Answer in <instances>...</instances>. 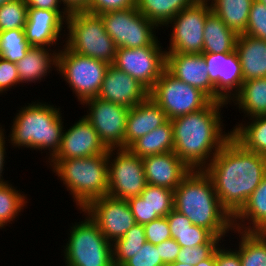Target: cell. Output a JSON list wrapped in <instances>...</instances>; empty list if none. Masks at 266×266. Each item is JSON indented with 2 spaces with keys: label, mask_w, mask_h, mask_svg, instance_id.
Listing matches in <instances>:
<instances>
[{
  "label": "cell",
  "mask_w": 266,
  "mask_h": 266,
  "mask_svg": "<svg viewBox=\"0 0 266 266\" xmlns=\"http://www.w3.org/2000/svg\"><path fill=\"white\" fill-rule=\"evenodd\" d=\"M174 209L193 225L222 238L233 231V217L221 205L211 178L204 170H192L174 190Z\"/></svg>",
  "instance_id": "3"
},
{
  "label": "cell",
  "mask_w": 266,
  "mask_h": 266,
  "mask_svg": "<svg viewBox=\"0 0 266 266\" xmlns=\"http://www.w3.org/2000/svg\"><path fill=\"white\" fill-rule=\"evenodd\" d=\"M221 205L233 217L266 176V157L245 149L233 137L203 169Z\"/></svg>",
  "instance_id": "1"
},
{
  "label": "cell",
  "mask_w": 266,
  "mask_h": 266,
  "mask_svg": "<svg viewBox=\"0 0 266 266\" xmlns=\"http://www.w3.org/2000/svg\"><path fill=\"white\" fill-rule=\"evenodd\" d=\"M31 46L26 40L24 29L0 32V57L13 63L25 57Z\"/></svg>",
  "instance_id": "35"
},
{
  "label": "cell",
  "mask_w": 266,
  "mask_h": 266,
  "mask_svg": "<svg viewBox=\"0 0 266 266\" xmlns=\"http://www.w3.org/2000/svg\"><path fill=\"white\" fill-rule=\"evenodd\" d=\"M142 160L147 184L173 191L192 171L174 152L151 155Z\"/></svg>",
  "instance_id": "21"
},
{
  "label": "cell",
  "mask_w": 266,
  "mask_h": 266,
  "mask_svg": "<svg viewBox=\"0 0 266 266\" xmlns=\"http://www.w3.org/2000/svg\"><path fill=\"white\" fill-rule=\"evenodd\" d=\"M128 149L141 158L173 152L174 141L171 120L168 119L161 126L138 138L128 147Z\"/></svg>",
  "instance_id": "28"
},
{
  "label": "cell",
  "mask_w": 266,
  "mask_h": 266,
  "mask_svg": "<svg viewBox=\"0 0 266 266\" xmlns=\"http://www.w3.org/2000/svg\"><path fill=\"white\" fill-rule=\"evenodd\" d=\"M87 106L85 117L98 133L100 140L110 148H125V128L129 108L98 97L81 103Z\"/></svg>",
  "instance_id": "14"
},
{
  "label": "cell",
  "mask_w": 266,
  "mask_h": 266,
  "mask_svg": "<svg viewBox=\"0 0 266 266\" xmlns=\"http://www.w3.org/2000/svg\"><path fill=\"white\" fill-rule=\"evenodd\" d=\"M165 266H192V265H189V264H183V263H180V262H173V263H168V264H165Z\"/></svg>",
  "instance_id": "53"
},
{
  "label": "cell",
  "mask_w": 266,
  "mask_h": 266,
  "mask_svg": "<svg viewBox=\"0 0 266 266\" xmlns=\"http://www.w3.org/2000/svg\"><path fill=\"white\" fill-rule=\"evenodd\" d=\"M57 50L59 48L51 50L47 47L31 46L25 57L16 63L20 83H36L39 80L41 82L43 77L45 79V76L50 74L52 68L57 69Z\"/></svg>",
  "instance_id": "25"
},
{
  "label": "cell",
  "mask_w": 266,
  "mask_h": 266,
  "mask_svg": "<svg viewBox=\"0 0 266 266\" xmlns=\"http://www.w3.org/2000/svg\"><path fill=\"white\" fill-rule=\"evenodd\" d=\"M211 1V2H210ZM254 0H209L211 11L237 35L245 34Z\"/></svg>",
  "instance_id": "29"
},
{
  "label": "cell",
  "mask_w": 266,
  "mask_h": 266,
  "mask_svg": "<svg viewBox=\"0 0 266 266\" xmlns=\"http://www.w3.org/2000/svg\"><path fill=\"white\" fill-rule=\"evenodd\" d=\"M196 2L197 0H136V7L147 19L162 27L184 8Z\"/></svg>",
  "instance_id": "31"
},
{
  "label": "cell",
  "mask_w": 266,
  "mask_h": 266,
  "mask_svg": "<svg viewBox=\"0 0 266 266\" xmlns=\"http://www.w3.org/2000/svg\"><path fill=\"white\" fill-rule=\"evenodd\" d=\"M165 69L175 78L201 90L211 101H215V87L210 82L202 53L166 52Z\"/></svg>",
  "instance_id": "20"
},
{
  "label": "cell",
  "mask_w": 266,
  "mask_h": 266,
  "mask_svg": "<svg viewBox=\"0 0 266 266\" xmlns=\"http://www.w3.org/2000/svg\"><path fill=\"white\" fill-rule=\"evenodd\" d=\"M107 151L91 123L81 117L69 129L63 130L59 151L52 159L86 158Z\"/></svg>",
  "instance_id": "18"
},
{
  "label": "cell",
  "mask_w": 266,
  "mask_h": 266,
  "mask_svg": "<svg viewBox=\"0 0 266 266\" xmlns=\"http://www.w3.org/2000/svg\"><path fill=\"white\" fill-rule=\"evenodd\" d=\"M140 196L150 207V217H166L174 209V191L147 184Z\"/></svg>",
  "instance_id": "36"
},
{
  "label": "cell",
  "mask_w": 266,
  "mask_h": 266,
  "mask_svg": "<svg viewBox=\"0 0 266 266\" xmlns=\"http://www.w3.org/2000/svg\"><path fill=\"white\" fill-rule=\"evenodd\" d=\"M245 34L266 41V5L254 0Z\"/></svg>",
  "instance_id": "39"
},
{
  "label": "cell",
  "mask_w": 266,
  "mask_h": 266,
  "mask_svg": "<svg viewBox=\"0 0 266 266\" xmlns=\"http://www.w3.org/2000/svg\"><path fill=\"white\" fill-rule=\"evenodd\" d=\"M244 81L266 77V41L246 34L238 35L236 49Z\"/></svg>",
  "instance_id": "24"
},
{
  "label": "cell",
  "mask_w": 266,
  "mask_h": 266,
  "mask_svg": "<svg viewBox=\"0 0 266 266\" xmlns=\"http://www.w3.org/2000/svg\"><path fill=\"white\" fill-rule=\"evenodd\" d=\"M210 82L215 87V101L229 103L244 82L236 50L226 53H202Z\"/></svg>",
  "instance_id": "16"
},
{
  "label": "cell",
  "mask_w": 266,
  "mask_h": 266,
  "mask_svg": "<svg viewBox=\"0 0 266 266\" xmlns=\"http://www.w3.org/2000/svg\"><path fill=\"white\" fill-rule=\"evenodd\" d=\"M20 83V78L16 63L10 62L0 57V94L16 87Z\"/></svg>",
  "instance_id": "44"
},
{
  "label": "cell",
  "mask_w": 266,
  "mask_h": 266,
  "mask_svg": "<svg viewBox=\"0 0 266 266\" xmlns=\"http://www.w3.org/2000/svg\"><path fill=\"white\" fill-rule=\"evenodd\" d=\"M10 1H12V0H0V6L7 3V2H10Z\"/></svg>",
  "instance_id": "54"
},
{
  "label": "cell",
  "mask_w": 266,
  "mask_h": 266,
  "mask_svg": "<svg viewBox=\"0 0 266 266\" xmlns=\"http://www.w3.org/2000/svg\"><path fill=\"white\" fill-rule=\"evenodd\" d=\"M165 112L150 97L129 108L125 128V148L138 138L153 131L167 121Z\"/></svg>",
  "instance_id": "22"
},
{
  "label": "cell",
  "mask_w": 266,
  "mask_h": 266,
  "mask_svg": "<svg viewBox=\"0 0 266 266\" xmlns=\"http://www.w3.org/2000/svg\"><path fill=\"white\" fill-rule=\"evenodd\" d=\"M238 35L230 30L212 11L204 24L203 53H226L236 49Z\"/></svg>",
  "instance_id": "27"
},
{
  "label": "cell",
  "mask_w": 266,
  "mask_h": 266,
  "mask_svg": "<svg viewBox=\"0 0 266 266\" xmlns=\"http://www.w3.org/2000/svg\"><path fill=\"white\" fill-rule=\"evenodd\" d=\"M232 102L239 111L241 109L245 118L266 115V77L244 81L229 104Z\"/></svg>",
  "instance_id": "26"
},
{
  "label": "cell",
  "mask_w": 266,
  "mask_h": 266,
  "mask_svg": "<svg viewBox=\"0 0 266 266\" xmlns=\"http://www.w3.org/2000/svg\"><path fill=\"white\" fill-rule=\"evenodd\" d=\"M221 244L215 250L216 266H242L239 252L236 249H225Z\"/></svg>",
  "instance_id": "46"
},
{
  "label": "cell",
  "mask_w": 266,
  "mask_h": 266,
  "mask_svg": "<svg viewBox=\"0 0 266 266\" xmlns=\"http://www.w3.org/2000/svg\"><path fill=\"white\" fill-rule=\"evenodd\" d=\"M63 6L66 7L70 12L74 10H83L89 0H61Z\"/></svg>",
  "instance_id": "51"
},
{
  "label": "cell",
  "mask_w": 266,
  "mask_h": 266,
  "mask_svg": "<svg viewBox=\"0 0 266 266\" xmlns=\"http://www.w3.org/2000/svg\"><path fill=\"white\" fill-rule=\"evenodd\" d=\"M83 210L110 243L122 238L136 224L127 200L106 195L92 200Z\"/></svg>",
  "instance_id": "15"
},
{
  "label": "cell",
  "mask_w": 266,
  "mask_h": 266,
  "mask_svg": "<svg viewBox=\"0 0 266 266\" xmlns=\"http://www.w3.org/2000/svg\"><path fill=\"white\" fill-rule=\"evenodd\" d=\"M172 238L181 247H193L206 244L214 235L204 227L192 225L184 232H170Z\"/></svg>",
  "instance_id": "41"
},
{
  "label": "cell",
  "mask_w": 266,
  "mask_h": 266,
  "mask_svg": "<svg viewBox=\"0 0 266 266\" xmlns=\"http://www.w3.org/2000/svg\"><path fill=\"white\" fill-rule=\"evenodd\" d=\"M257 1L262 3V4H264V5H266V0H257Z\"/></svg>",
  "instance_id": "56"
},
{
  "label": "cell",
  "mask_w": 266,
  "mask_h": 266,
  "mask_svg": "<svg viewBox=\"0 0 266 266\" xmlns=\"http://www.w3.org/2000/svg\"><path fill=\"white\" fill-rule=\"evenodd\" d=\"M162 48L160 41L155 46L117 48L112 65L150 91L166 68V49Z\"/></svg>",
  "instance_id": "13"
},
{
  "label": "cell",
  "mask_w": 266,
  "mask_h": 266,
  "mask_svg": "<svg viewBox=\"0 0 266 266\" xmlns=\"http://www.w3.org/2000/svg\"><path fill=\"white\" fill-rule=\"evenodd\" d=\"M210 12L209 1H197L174 16L164 26H172L173 29L170 35L171 38H169V47L167 46L168 51L166 50V52L203 53L204 24Z\"/></svg>",
  "instance_id": "12"
},
{
  "label": "cell",
  "mask_w": 266,
  "mask_h": 266,
  "mask_svg": "<svg viewBox=\"0 0 266 266\" xmlns=\"http://www.w3.org/2000/svg\"><path fill=\"white\" fill-rule=\"evenodd\" d=\"M73 197L78 210L108 195V151L86 158L47 160Z\"/></svg>",
  "instance_id": "5"
},
{
  "label": "cell",
  "mask_w": 266,
  "mask_h": 266,
  "mask_svg": "<svg viewBox=\"0 0 266 266\" xmlns=\"http://www.w3.org/2000/svg\"><path fill=\"white\" fill-rule=\"evenodd\" d=\"M27 104L17 110L7 143L13 148L49 150L47 159L50 161L59 151L65 129L61 108L38 101Z\"/></svg>",
  "instance_id": "4"
},
{
  "label": "cell",
  "mask_w": 266,
  "mask_h": 266,
  "mask_svg": "<svg viewBox=\"0 0 266 266\" xmlns=\"http://www.w3.org/2000/svg\"><path fill=\"white\" fill-rule=\"evenodd\" d=\"M108 67V63L71 51L65 44L58 50L56 70L80 104L97 97Z\"/></svg>",
  "instance_id": "8"
},
{
  "label": "cell",
  "mask_w": 266,
  "mask_h": 266,
  "mask_svg": "<svg viewBox=\"0 0 266 266\" xmlns=\"http://www.w3.org/2000/svg\"><path fill=\"white\" fill-rule=\"evenodd\" d=\"M248 119L252 121L233 127L232 137L245 149L266 157V115Z\"/></svg>",
  "instance_id": "30"
},
{
  "label": "cell",
  "mask_w": 266,
  "mask_h": 266,
  "mask_svg": "<svg viewBox=\"0 0 266 266\" xmlns=\"http://www.w3.org/2000/svg\"><path fill=\"white\" fill-rule=\"evenodd\" d=\"M5 129H4V133L0 136V185L4 184L7 182V180L5 181L2 174L4 173V164H5V158H6V141L5 139H7V135L5 134ZM5 134V135H4ZM6 136V137H5Z\"/></svg>",
  "instance_id": "50"
},
{
  "label": "cell",
  "mask_w": 266,
  "mask_h": 266,
  "mask_svg": "<svg viewBox=\"0 0 266 266\" xmlns=\"http://www.w3.org/2000/svg\"><path fill=\"white\" fill-rule=\"evenodd\" d=\"M22 193L20 189L17 190L14 185L9 184V181L0 185V229H4L7 223L12 224L29 203L27 195Z\"/></svg>",
  "instance_id": "33"
},
{
  "label": "cell",
  "mask_w": 266,
  "mask_h": 266,
  "mask_svg": "<svg viewBox=\"0 0 266 266\" xmlns=\"http://www.w3.org/2000/svg\"><path fill=\"white\" fill-rule=\"evenodd\" d=\"M146 185L141 157L128 148L108 149V196L127 200L140 196Z\"/></svg>",
  "instance_id": "11"
},
{
  "label": "cell",
  "mask_w": 266,
  "mask_h": 266,
  "mask_svg": "<svg viewBox=\"0 0 266 266\" xmlns=\"http://www.w3.org/2000/svg\"><path fill=\"white\" fill-rule=\"evenodd\" d=\"M219 242L222 243L221 239L213 236L206 244L193 247H181L176 262L195 266L200 261L207 259L220 245Z\"/></svg>",
  "instance_id": "38"
},
{
  "label": "cell",
  "mask_w": 266,
  "mask_h": 266,
  "mask_svg": "<svg viewBox=\"0 0 266 266\" xmlns=\"http://www.w3.org/2000/svg\"><path fill=\"white\" fill-rule=\"evenodd\" d=\"M227 104L210 101L201 110L171 120L173 152L191 170H203L232 137V129L228 133L222 129L221 108Z\"/></svg>",
  "instance_id": "2"
},
{
  "label": "cell",
  "mask_w": 266,
  "mask_h": 266,
  "mask_svg": "<svg viewBox=\"0 0 266 266\" xmlns=\"http://www.w3.org/2000/svg\"><path fill=\"white\" fill-rule=\"evenodd\" d=\"M159 255V245L145 242L122 266H165Z\"/></svg>",
  "instance_id": "40"
},
{
  "label": "cell",
  "mask_w": 266,
  "mask_h": 266,
  "mask_svg": "<svg viewBox=\"0 0 266 266\" xmlns=\"http://www.w3.org/2000/svg\"><path fill=\"white\" fill-rule=\"evenodd\" d=\"M195 266H216L215 251L207 259H204V260L200 261Z\"/></svg>",
  "instance_id": "52"
},
{
  "label": "cell",
  "mask_w": 266,
  "mask_h": 266,
  "mask_svg": "<svg viewBox=\"0 0 266 266\" xmlns=\"http://www.w3.org/2000/svg\"><path fill=\"white\" fill-rule=\"evenodd\" d=\"M170 232H184L193 224L184 214L173 209L167 216Z\"/></svg>",
  "instance_id": "48"
},
{
  "label": "cell",
  "mask_w": 266,
  "mask_h": 266,
  "mask_svg": "<svg viewBox=\"0 0 266 266\" xmlns=\"http://www.w3.org/2000/svg\"><path fill=\"white\" fill-rule=\"evenodd\" d=\"M136 7V0H89L84 11L92 14H103L110 11Z\"/></svg>",
  "instance_id": "43"
},
{
  "label": "cell",
  "mask_w": 266,
  "mask_h": 266,
  "mask_svg": "<svg viewBox=\"0 0 266 266\" xmlns=\"http://www.w3.org/2000/svg\"><path fill=\"white\" fill-rule=\"evenodd\" d=\"M143 227L146 242L152 243L153 245H158L162 241L172 238L166 217H159L143 225Z\"/></svg>",
  "instance_id": "42"
},
{
  "label": "cell",
  "mask_w": 266,
  "mask_h": 266,
  "mask_svg": "<svg viewBox=\"0 0 266 266\" xmlns=\"http://www.w3.org/2000/svg\"><path fill=\"white\" fill-rule=\"evenodd\" d=\"M136 224L145 225L159 217H150V207L141 196L127 199Z\"/></svg>",
  "instance_id": "45"
},
{
  "label": "cell",
  "mask_w": 266,
  "mask_h": 266,
  "mask_svg": "<svg viewBox=\"0 0 266 266\" xmlns=\"http://www.w3.org/2000/svg\"><path fill=\"white\" fill-rule=\"evenodd\" d=\"M85 220L72 223L64 246L65 266H114L112 243L101 233L97 223L83 209Z\"/></svg>",
  "instance_id": "7"
},
{
  "label": "cell",
  "mask_w": 266,
  "mask_h": 266,
  "mask_svg": "<svg viewBox=\"0 0 266 266\" xmlns=\"http://www.w3.org/2000/svg\"><path fill=\"white\" fill-rule=\"evenodd\" d=\"M65 45L78 54L89 56L109 65L115 61L117 47L108 35L99 15L74 10L66 20ZM66 40V41H65Z\"/></svg>",
  "instance_id": "6"
},
{
  "label": "cell",
  "mask_w": 266,
  "mask_h": 266,
  "mask_svg": "<svg viewBox=\"0 0 266 266\" xmlns=\"http://www.w3.org/2000/svg\"><path fill=\"white\" fill-rule=\"evenodd\" d=\"M159 245V253L164 264L173 263L177 260V255L180 252L181 246L174 238L162 241Z\"/></svg>",
  "instance_id": "47"
},
{
  "label": "cell",
  "mask_w": 266,
  "mask_h": 266,
  "mask_svg": "<svg viewBox=\"0 0 266 266\" xmlns=\"http://www.w3.org/2000/svg\"><path fill=\"white\" fill-rule=\"evenodd\" d=\"M1 126V125H0ZM4 133V128L0 127V136Z\"/></svg>",
  "instance_id": "55"
},
{
  "label": "cell",
  "mask_w": 266,
  "mask_h": 266,
  "mask_svg": "<svg viewBox=\"0 0 266 266\" xmlns=\"http://www.w3.org/2000/svg\"><path fill=\"white\" fill-rule=\"evenodd\" d=\"M149 97L169 120L201 110L211 101L201 90L175 78L166 69L149 91Z\"/></svg>",
  "instance_id": "10"
},
{
  "label": "cell",
  "mask_w": 266,
  "mask_h": 266,
  "mask_svg": "<svg viewBox=\"0 0 266 266\" xmlns=\"http://www.w3.org/2000/svg\"><path fill=\"white\" fill-rule=\"evenodd\" d=\"M28 8L48 9L53 11H69L66 7L61 8V0H25ZM62 10H61V9Z\"/></svg>",
  "instance_id": "49"
},
{
  "label": "cell",
  "mask_w": 266,
  "mask_h": 266,
  "mask_svg": "<svg viewBox=\"0 0 266 266\" xmlns=\"http://www.w3.org/2000/svg\"><path fill=\"white\" fill-rule=\"evenodd\" d=\"M233 228L246 232H266V176L233 216Z\"/></svg>",
  "instance_id": "23"
},
{
  "label": "cell",
  "mask_w": 266,
  "mask_h": 266,
  "mask_svg": "<svg viewBox=\"0 0 266 266\" xmlns=\"http://www.w3.org/2000/svg\"><path fill=\"white\" fill-rule=\"evenodd\" d=\"M28 6L25 0H12L0 6V32L24 29Z\"/></svg>",
  "instance_id": "37"
},
{
  "label": "cell",
  "mask_w": 266,
  "mask_h": 266,
  "mask_svg": "<svg viewBox=\"0 0 266 266\" xmlns=\"http://www.w3.org/2000/svg\"><path fill=\"white\" fill-rule=\"evenodd\" d=\"M99 16L117 48L155 46L160 41L155 33L158 26L140 13L137 7L110 11Z\"/></svg>",
  "instance_id": "9"
},
{
  "label": "cell",
  "mask_w": 266,
  "mask_h": 266,
  "mask_svg": "<svg viewBox=\"0 0 266 266\" xmlns=\"http://www.w3.org/2000/svg\"><path fill=\"white\" fill-rule=\"evenodd\" d=\"M239 234L238 248L242 266H266V232H246L233 229Z\"/></svg>",
  "instance_id": "32"
},
{
  "label": "cell",
  "mask_w": 266,
  "mask_h": 266,
  "mask_svg": "<svg viewBox=\"0 0 266 266\" xmlns=\"http://www.w3.org/2000/svg\"><path fill=\"white\" fill-rule=\"evenodd\" d=\"M146 242L144 227L141 224L132 226L122 238L112 243L114 266H122L141 249Z\"/></svg>",
  "instance_id": "34"
},
{
  "label": "cell",
  "mask_w": 266,
  "mask_h": 266,
  "mask_svg": "<svg viewBox=\"0 0 266 266\" xmlns=\"http://www.w3.org/2000/svg\"><path fill=\"white\" fill-rule=\"evenodd\" d=\"M69 13L70 11L28 8L24 31L29 45L47 48L59 45Z\"/></svg>",
  "instance_id": "17"
},
{
  "label": "cell",
  "mask_w": 266,
  "mask_h": 266,
  "mask_svg": "<svg viewBox=\"0 0 266 266\" xmlns=\"http://www.w3.org/2000/svg\"><path fill=\"white\" fill-rule=\"evenodd\" d=\"M98 98L132 108L149 97V90L129 74L109 65Z\"/></svg>",
  "instance_id": "19"
}]
</instances>
